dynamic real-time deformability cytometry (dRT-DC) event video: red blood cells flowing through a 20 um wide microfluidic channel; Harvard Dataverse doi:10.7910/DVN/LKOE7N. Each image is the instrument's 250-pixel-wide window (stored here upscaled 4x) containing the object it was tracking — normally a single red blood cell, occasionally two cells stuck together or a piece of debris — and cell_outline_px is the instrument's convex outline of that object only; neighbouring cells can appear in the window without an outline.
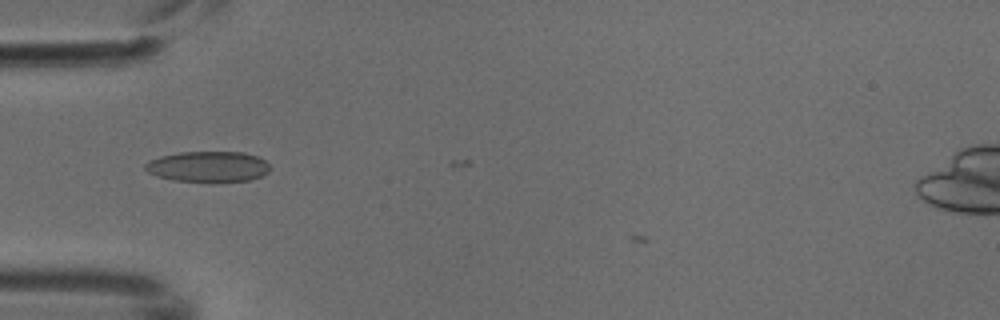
{"species": "common noctule bat (a hibernating species)", "species_latin": "Nyctalus noctula", "temperature_condition": "cold", "stored_images_in_passage": 2, "camera_frame_rate_fps": 3000, "um_per_image_px": 0.085, "animal": {"sex": "male", "body_mass_g": 18.8}, "frame": {"image": 1, "passage_image": 1, "time_ms": 0.0, "image_size_px": [1000, 320], "cell_outline_px": [[268, 172], [252, 180], [216, 184], [212, 184], [172, 180], [156, 176], [148, 172], [144, 168], [144, 164], [148, 160], [160, 156], [180, 152], [244, 152], [256, 156], [264, 160], [268, 164]], "centroid_in_image_um": [17.66, 14.2], "position_along_channel_um": 67.3, "area_um2": 23.06}}
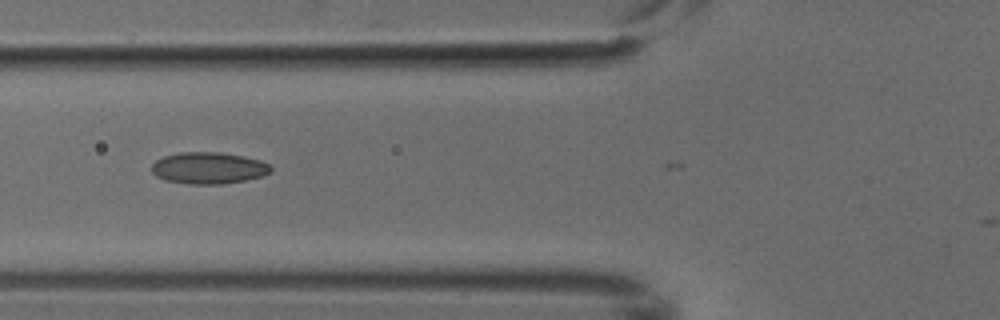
{"frame": {"image": 2, "passage_image": 2, "time_ms": 0.333, "image_size_px": [1000, 320], "cell_outline_px": [[272, 172], [260, 176], [244, 180], [224, 184], [188, 184], [164, 180], [156, 176], [152, 172], [152, 164], [156, 160], [164, 156], [180, 152], [220, 152], [244, 156], [260, 160], [272, 164]], "centroid_in_image_um": [17.74, 14.28], "position_along_channel_um": 108.1, "area_um2": 22.14}}